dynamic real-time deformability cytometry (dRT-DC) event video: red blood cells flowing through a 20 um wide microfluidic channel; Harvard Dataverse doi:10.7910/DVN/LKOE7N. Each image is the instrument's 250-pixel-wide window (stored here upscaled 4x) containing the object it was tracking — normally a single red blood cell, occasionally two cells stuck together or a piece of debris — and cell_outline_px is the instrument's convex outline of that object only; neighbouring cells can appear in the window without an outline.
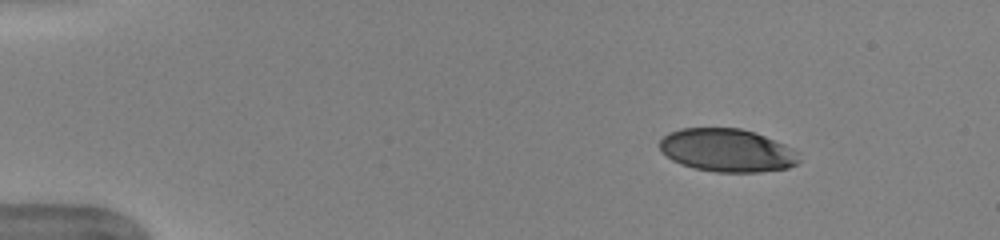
{"species": "human", "species_latin": "Homo sapiens", "temperature_condition": "warm", "stored_images_in_passage": 45, "camera_frame_rate_fps": 3000, "um_per_image_px": 0.085, "donor": {"sex": "female"}, "frame": {"image": 1, "passage_image": 1, "time_ms": 0.0, "image_size_px": [1000, 240], "cell_outline_px": [[800, 160], [796, 164], [788, 168], [760, 172], [716, 172], [692, 168], [680, 164], [672, 160], [660, 148], [660, 140], [668, 132], [680, 128], [740, 128], [756, 132], [784, 144], [800, 152]], "centroid_in_image_um": [61.83, 12.78], "position_along_channel_um": 23.2, "area_um2": 35.26}}
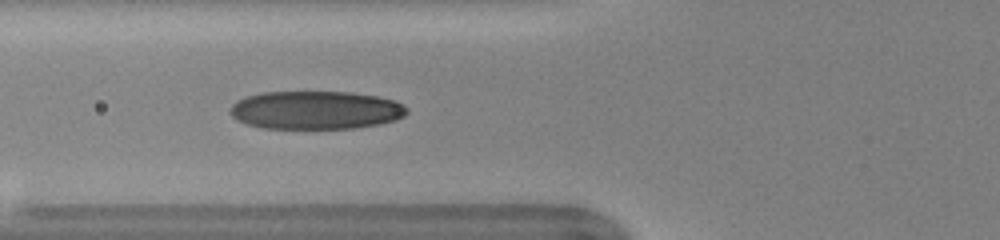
{"frame": {"image": 2, "passage_image": 14, "time_ms": 4.333, "image_size_px": [1000, 240], "cell_outline_px": [[408, 112], [404, 116], [396, 120], [380, 124], [352, 128], [264, 128], [248, 124], [236, 120], [228, 112], [232, 104], [236, 100], [244, 96], [264, 92], [348, 92], [376, 96], [392, 100], [404, 104], [408, 108]], "centroid_in_image_um": [26.82, 9.35], "position_along_channel_um": 99.0, "area_um2": 39.54}}
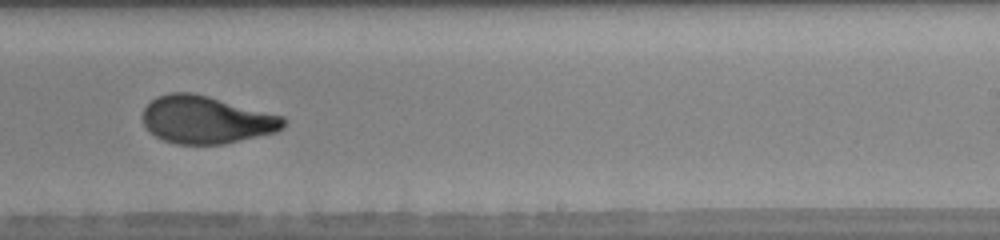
{"frame": {"image": 3, "passage_image": 27, "time_ms": 8.667, "image_size_px": [1000, 240], "cell_outline_px": [[288, 120], [276, 132], [224, 144], [176, 144], [164, 140], [156, 136], [144, 124], [140, 116], [144, 108], [156, 96], [168, 92], [192, 92], [208, 96], [284, 116]], "centroid_in_image_um": [17.51, 10.17], "position_along_channel_um": 271.5, "area_um2": 39.07}, "authors_computed_cell_mechanics": {"area_um2": 39.0728, "velocity_mm_per_s": 3.9796, "shape_relaxation_time_tau1_ms": 4.1824, "shape_relaxation_time_tau2_ms": 0.8872, "deformation_change_tau1": 0.1871, "deformation_change_tau2": 0.0703}}